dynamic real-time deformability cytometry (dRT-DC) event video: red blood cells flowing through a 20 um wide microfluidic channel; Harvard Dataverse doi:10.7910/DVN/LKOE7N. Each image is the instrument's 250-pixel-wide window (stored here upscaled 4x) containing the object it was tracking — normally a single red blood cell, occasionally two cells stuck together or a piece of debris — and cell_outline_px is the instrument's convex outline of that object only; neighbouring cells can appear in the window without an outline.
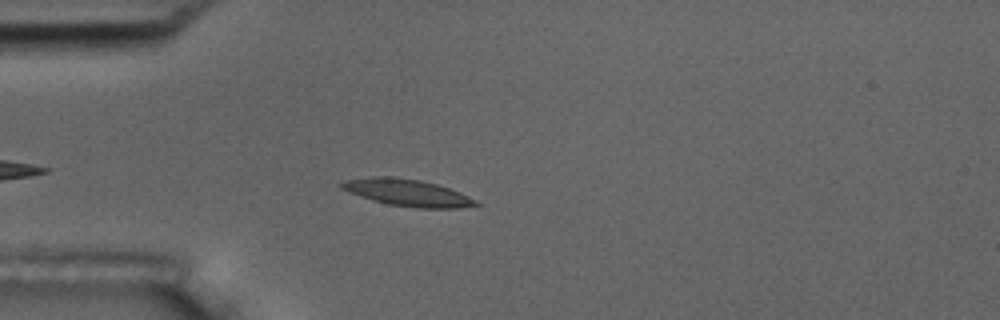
{"species": "common noctule bat (a hibernating species)", "species_latin": "Nyctalus noctula", "temperature_condition": "room temperature", "stored_images_in_passage": 5, "camera_frame_rate_fps": 3000, "um_per_image_px": 0.085, "animal": {"sex": "male", "body_mass_g": 17.5, "forearm_length_mm": 52.3}, "frame": {"image": 1, "passage_image": 5, "time_ms": 4.667, "image_size_px": [1000, 320], "cell_outline_px": [[480, 204], [460, 208], [420, 208], [388, 204], [372, 200], [348, 192], [340, 188], [336, 184], [344, 180], [372, 176], [392, 176], [420, 180], [436, 184], [460, 192], [476, 200]], "centroid_in_image_um": [34.56, 16.36], "position_along_channel_um": 50.4, "area_um2": 21.1}}